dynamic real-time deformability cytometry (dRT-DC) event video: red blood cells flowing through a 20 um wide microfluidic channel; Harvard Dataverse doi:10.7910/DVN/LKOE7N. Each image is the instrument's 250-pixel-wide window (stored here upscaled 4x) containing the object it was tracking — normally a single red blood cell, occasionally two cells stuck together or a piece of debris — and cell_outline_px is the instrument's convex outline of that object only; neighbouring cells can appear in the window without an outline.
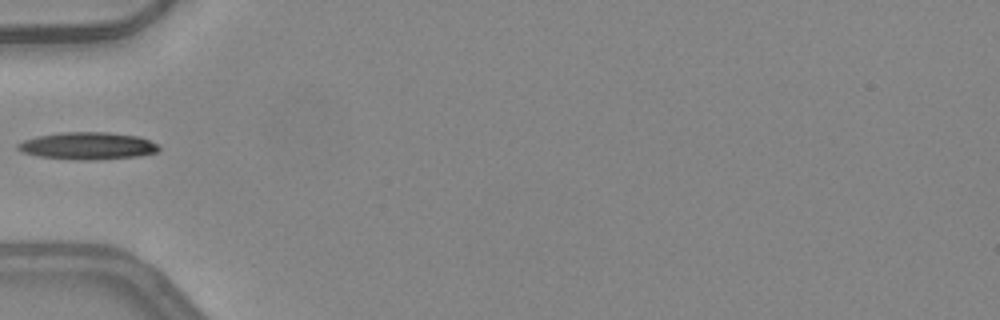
{"species": "common noctule bat (a hibernating species)", "species_latin": "Nyctalus noctula", "temperature_condition": "warm", "stored_images_in_passage": 23, "camera_frame_rate_fps": 3000, "um_per_image_px": 0.085, "animal": {"sex": "female", "body_mass_g": 24.6, "forearm_length_mm": 56.2}, "frame": {"image": 1, "passage_image": 1, "time_ms": 0.0, "image_size_px": [1000, 320], "cell_outline_px": [[160, 148], [156, 152], [140, 156], [92, 160], [76, 160], [40, 156], [24, 152], [16, 148], [16, 144], [24, 140], [36, 136], [60, 132], [108, 132], [136, 136], [148, 140], [156, 144]], "centroid_in_image_um": [7.43, 12.39], "position_along_channel_um": 77.6, "area_um2": 22.31}}
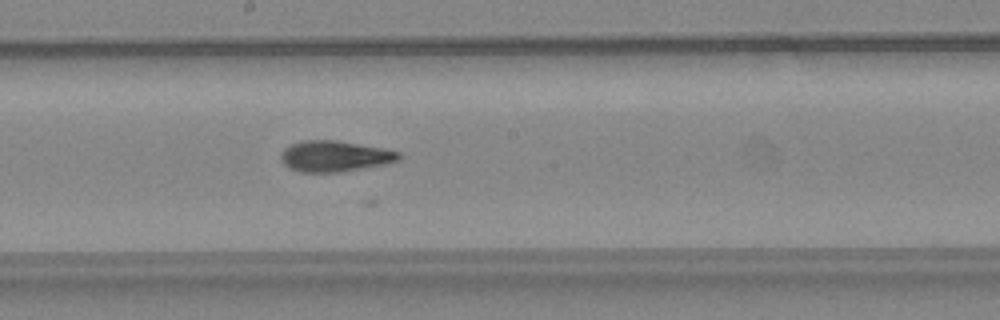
{"frame": {"image": 2, "passage_image": 11, "time_ms": 3.333, "image_size_px": [1000, 320], "cell_outline_px": [[400, 160], [384, 164], [340, 172], [300, 172], [288, 168], [280, 160], [280, 156], [284, 148], [292, 144], [304, 140], [336, 140], [384, 148], [400, 152]], "centroid_in_image_um": [28.43, 13.28], "position_along_channel_um": 219.8, "area_um2": 21.27}}
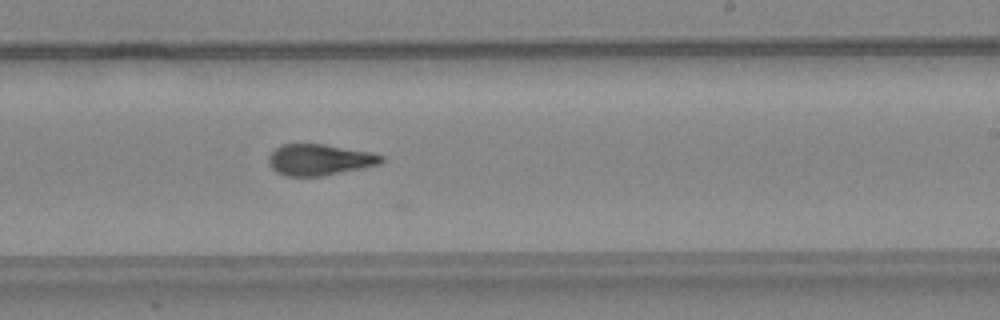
{"frame": {"image": 3, "passage_image": 14, "time_ms": 4.333, "image_size_px": [1000, 320], "cell_outline_px": [[384, 160], [380, 164], [320, 176], [284, 176], [276, 172], [268, 164], [268, 156], [276, 148], [284, 144], [324, 144], [372, 152], [384, 156]], "centroid_in_image_um": [27.14, 13.57], "position_along_channel_um": 261.9, "area_um2": 20.4}}